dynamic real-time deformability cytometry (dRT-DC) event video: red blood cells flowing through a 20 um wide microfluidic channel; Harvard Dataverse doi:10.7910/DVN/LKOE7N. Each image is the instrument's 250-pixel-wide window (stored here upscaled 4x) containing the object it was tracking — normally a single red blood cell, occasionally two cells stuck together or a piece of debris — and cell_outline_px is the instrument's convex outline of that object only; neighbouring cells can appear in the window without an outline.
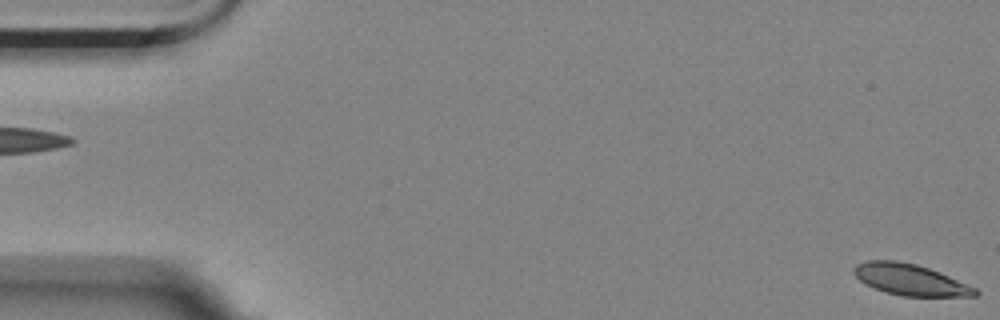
{"species": "Egyptian fruit bat (a non-hibernating species)", "species_latin": "Rousettus aegyptiacus", "temperature_condition": "room temperature", "stored_images_in_passage": 6, "segment_of_instrument_passage": [2, 2], "camera_frame_rate_fps": 3000, "um_per_image_px": 0.085, "animal": {"sex": "female"}, "frame": {"image": 1, "passage_image": 6, "time_ms": 1.667, "image_size_px": [1000, 320], "cell_outline_px": [[980, 292], [976, 296], [900, 296], [884, 292], [860, 280], [852, 272], [852, 268], [856, 264], [868, 260], [896, 260], [916, 264], [940, 272], [976, 288]], "centroid_in_image_um": [77.36, 23.77], "position_along_channel_um": 7.6, "area_um2": 22.02}}